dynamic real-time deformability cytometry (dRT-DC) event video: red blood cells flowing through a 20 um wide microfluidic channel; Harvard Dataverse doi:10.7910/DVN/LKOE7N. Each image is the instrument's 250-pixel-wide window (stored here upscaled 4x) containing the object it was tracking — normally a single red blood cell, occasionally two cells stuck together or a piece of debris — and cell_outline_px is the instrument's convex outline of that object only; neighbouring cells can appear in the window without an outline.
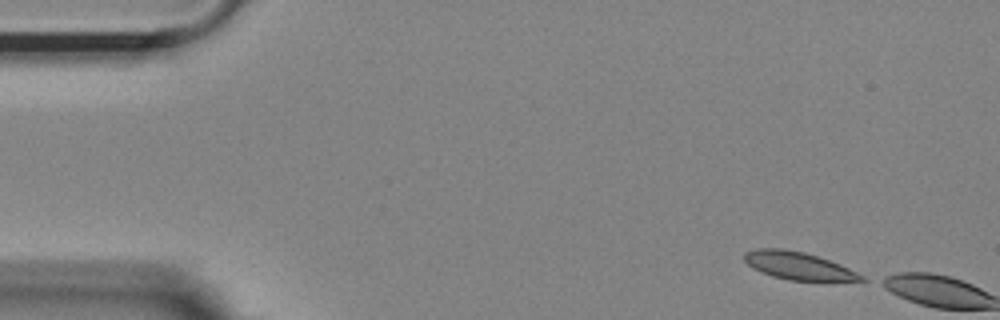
{"species": "Egyptian fruit bat (a non-hibernating species)", "species_latin": "Rousettus aegyptiacus", "temperature_condition": "room temperature", "stored_images_in_passage": 2, "camera_frame_rate_fps": 3000, "um_per_image_px": 0.085, "animal": {"sex": "female"}, "frame": {"image": 1, "passage_image": 1, "time_ms": 0.0, "image_size_px": [1000, 320], "cell_outline_px": [[868, 280], [788, 280], [772, 276], [752, 268], [744, 260], [744, 252], [756, 248], [780, 248], [804, 252], [840, 264], [864, 276]], "centroid_in_image_um": [67.8, 22.57], "position_along_channel_um": 17.2, "area_um2": 18.55}}